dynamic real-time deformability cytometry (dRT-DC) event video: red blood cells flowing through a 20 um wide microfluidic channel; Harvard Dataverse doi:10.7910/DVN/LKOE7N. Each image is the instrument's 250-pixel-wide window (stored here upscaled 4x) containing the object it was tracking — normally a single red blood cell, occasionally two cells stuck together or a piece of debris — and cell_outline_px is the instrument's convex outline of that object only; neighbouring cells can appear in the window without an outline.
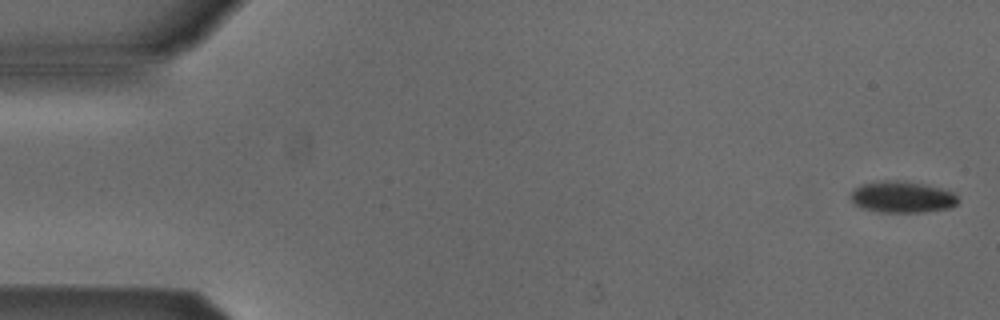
{"species": "Egyptian fruit bat (a non-hibernating species)", "species_latin": "Rousettus aegyptiacus", "temperature_condition": "cold", "stored_images_in_passage": 4, "camera_frame_rate_fps": 3000, "um_per_image_px": 0.085, "animal": {"sex": "male"}, "frame": {"image": 1, "passage_image": 1, "time_ms": 0.0, "image_size_px": [1000, 320], "cell_outline_px": [[960, 200], [952, 208], [924, 212], [876, 212], [864, 208], [856, 204], [852, 200], [852, 192], [856, 188], [864, 184], [884, 180], [896, 180], [920, 184], [940, 188], [952, 192]], "centroid_in_image_um": [76.73, 16.76], "position_along_channel_um": 8.3, "area_um2": 19.36}}